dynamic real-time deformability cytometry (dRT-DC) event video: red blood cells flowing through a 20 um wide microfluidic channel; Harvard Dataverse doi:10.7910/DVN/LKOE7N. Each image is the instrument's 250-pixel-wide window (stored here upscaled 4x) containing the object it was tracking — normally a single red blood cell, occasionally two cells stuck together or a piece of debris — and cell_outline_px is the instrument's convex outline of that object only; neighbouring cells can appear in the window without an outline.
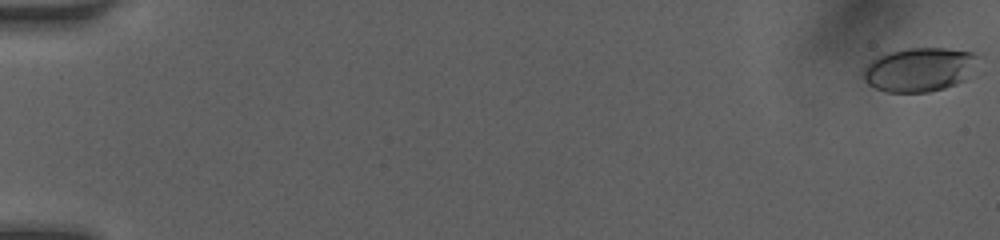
{"species": "human", "species_latin": "Homo sapiens", "temperature_condition": "room temperature", "stored_images_in_passage": 51, "camera_frame_rate_fps": 3000, "um_per_image_px": 0.085, "donor": {"sex": "female"}, "frame": {"image": 1, "passage_image": 1, "time_ms": 0.0, "image_size_px": [1000, 240], "cell_outline_px": [[984, 56], [964, 80], [956, 84], [944, 88], [928, 92], [884, 92], [868, 84], [860, 76], [860, 72], [872, 60], [888, 52], [908, 48], [944, 48], [972, 52]], "centroid_in_image_um": [78.16, 5.91], "position_along_channel_um": 6.8, "area_um2": 29.77}}
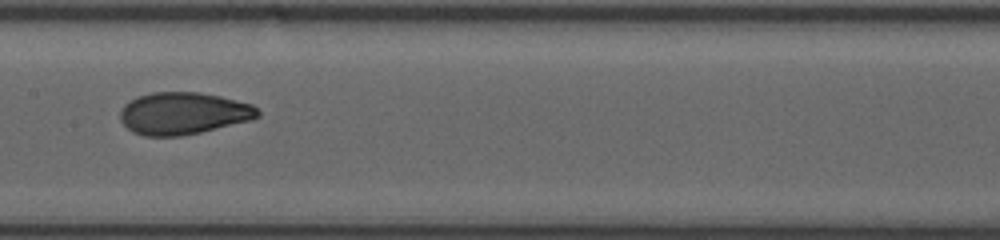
{"frame": {"image": 2, "passage_image": 28, "time_ms": 9.0, "image_size_px": [1000, 240], "cell_outline_px": [[260, 116], [252, 120], [200, 132], [180, 136], [144, 136], [132, 132], [120, 120], [120, 112], [124, 104], [136, 96], [152, 92], [200, 92], [220, 96], [252, 104], [260, 112]], "centroid_in_image_um": [15.57, 9.63], "position_along_channel_um": 191.8, "area_um2": 33.93}}
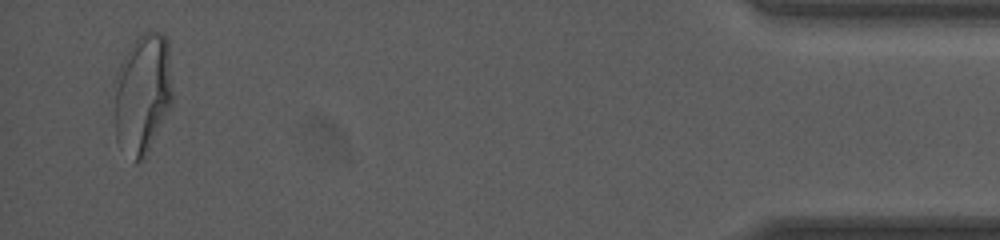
{"frame": {"image": 3, "passage_image": 50, "time_ms": 16.333, "image_size_px": [1000, 240], "cell_outline_px": [[172, 100], [144, 156], [136, 164], [116, 140], [116, 72], [128, 48], [136, 36], [144, 32], [160, 32], [168, 40], [172, 92]], "centroid_in_image_um": [12.12, 7.88], "position_along_channel_um": 423.1, "area_um2": 39.82}, "authors_computed_cell_mechanics": {"area_um2": 33.1194, "velocity_mm_per_s": 4.1447, "shape_relaxation_time_tau1_ms": 6.3099, "shape_relaxation_time_tau2_ms": 1.1219, "deformation_change_tau1": 0.2159, "deformation_change_tau2": 0.0598}}